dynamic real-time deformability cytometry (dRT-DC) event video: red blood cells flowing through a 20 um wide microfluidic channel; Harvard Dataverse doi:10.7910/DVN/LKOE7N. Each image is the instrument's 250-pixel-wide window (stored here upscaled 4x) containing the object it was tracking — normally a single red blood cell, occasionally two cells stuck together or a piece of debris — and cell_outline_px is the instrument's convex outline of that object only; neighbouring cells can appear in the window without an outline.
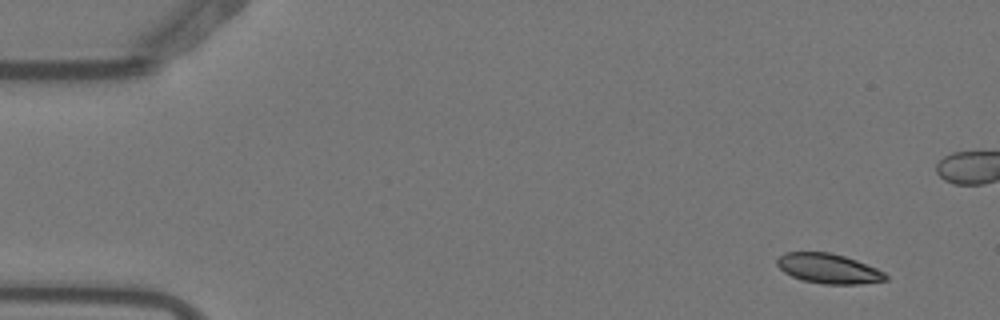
{"species": "Egyptian fruit bat (a non-hibernating species)", "species_latin": "Rousettus aegyptiacus", "temperature_condition": "warm", "stored_images_in_passage": 7, "camera_frame_rate_fps": 3000, "um_per_image_px": 0.085, "animal": {"sex": "female"}, "frame": {"image": 1, "passage_image": 2, "time_ms": 0.333, "image_size_px": [1000, 320], "cell_outline_px": [[888, 280], [860, 284], [824, 284], [804, 280], [792, 276], [784, 272], [776, 264], [776, 260], [784, 252], [828, 252], [844, 256], [856, 260], [876, 268], [884, 272], [888, 276]], "centroid_in_image_um": [70.43, 22.83], "position_along_channel_um": 14.6, "area_um2": 18.79}}
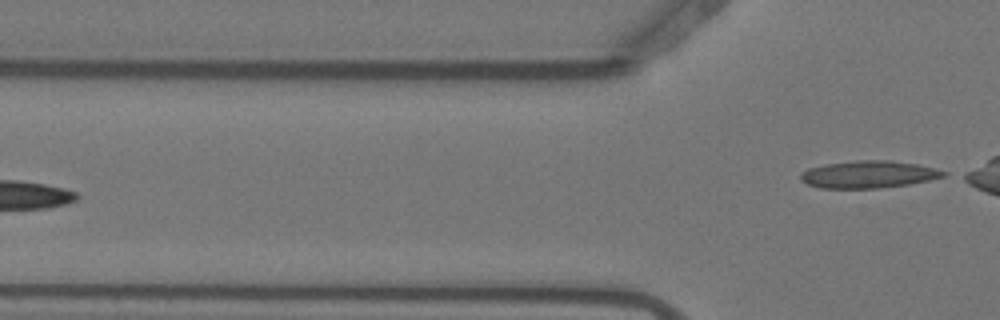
{"frame": {"image": 2, "passage_image": 7, "time_ms": 2.0, "image_size_px": [1000, 320], "cell_outline_px": [[948, 176], [908, 184], [880, 188], [820, 188], [808, 184], [800, 180], [800, 172], [808, 168], [824, 164], [860, 160], [888, 160], [916, 164], [948, 172]], "centroid_in_image_um": [73.8, 14.82], "position_along_channel_um": 52.0, "area_um2": 22.66}}